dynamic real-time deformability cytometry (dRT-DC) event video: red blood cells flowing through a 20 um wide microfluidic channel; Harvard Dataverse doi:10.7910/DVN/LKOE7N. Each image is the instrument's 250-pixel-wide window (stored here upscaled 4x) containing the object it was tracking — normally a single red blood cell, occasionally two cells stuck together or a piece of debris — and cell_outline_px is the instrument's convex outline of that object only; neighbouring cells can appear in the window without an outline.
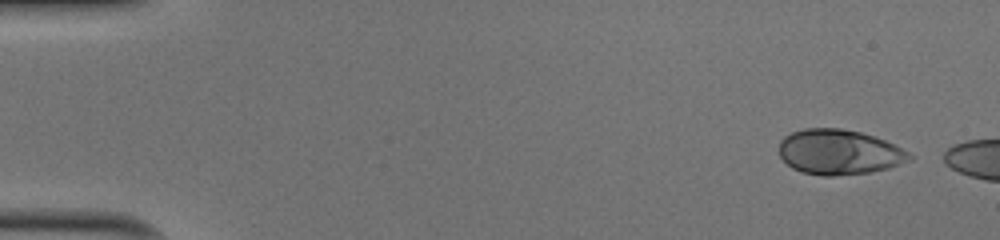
{"species": "human", "species_latin": "Homo sapiens", "temperature_condition": "cold", "stored_images_in_passage": 5, "camera_frame_rate_fps": 3000, "um_per_image_px": 0.085, "donor": {"sex": "male"}, "frame": {"image": 1, "passage_image": 1, "time_ms": 0.0, "image_size_px": [1000, 240], "cell_outline_px": [[912, 160], [888, 168], [868, 172], [832, 176], [824, 176], [800, 172], [792, 168], [780, 156], [780, 140], [784, 136], [792, 132], [804, 128], [840, 128], [860, 132], [884, 140], [908, 152], [912, 156]], "centroid_in_image_um": [71.29, 12.93], "position_along_channel_um": 13.7, "area_um2": 34.04}}